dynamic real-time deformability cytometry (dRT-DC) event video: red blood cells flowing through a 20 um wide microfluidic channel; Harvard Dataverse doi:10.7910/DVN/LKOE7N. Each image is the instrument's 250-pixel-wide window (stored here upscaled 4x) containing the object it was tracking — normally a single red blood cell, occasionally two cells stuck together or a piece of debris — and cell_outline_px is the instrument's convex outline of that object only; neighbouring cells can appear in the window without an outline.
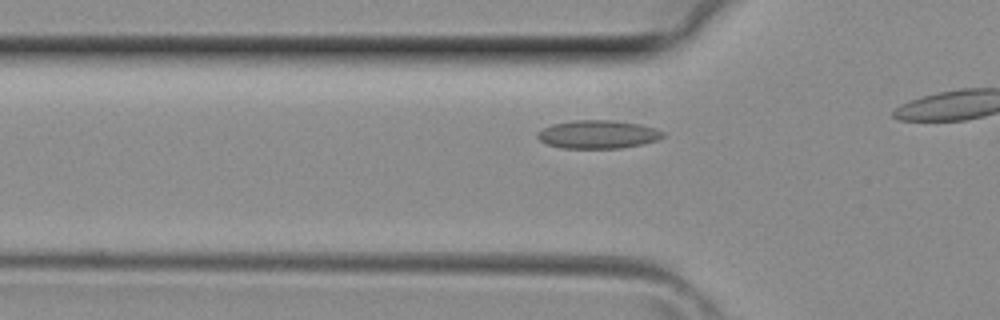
{"species": "common noctule bat (a hibernating species)", "species_latin": "Nyctalus noctula", "temperature_condition": "room temperature", "stored_images_in_passage": 10, "camera_frame_rate_fps": 3000, "um_per_image_px": 0.085, "animal": {"sex": "female", "body_mass_g": 29.2, "forearm_length_mm": 56.3}, "frame": {"image": 1, "passage_image": 6, "time_ms": 1.667, "image_size_px": [1000, 320], "cell_outline_px": [[664, 136], [656, 140], [640, 144], [620, 148], [560, 148], [548, 144], [540, 140], [536, 136], [536, 132], [552, 124], [576, 120], [612, 120], [640, 124], [656, 128], [664, 132]], "centroid_in_image_um": [50.81, 11.42], "position_along_channel_um": 75.0, "area_um2": 20.58}}
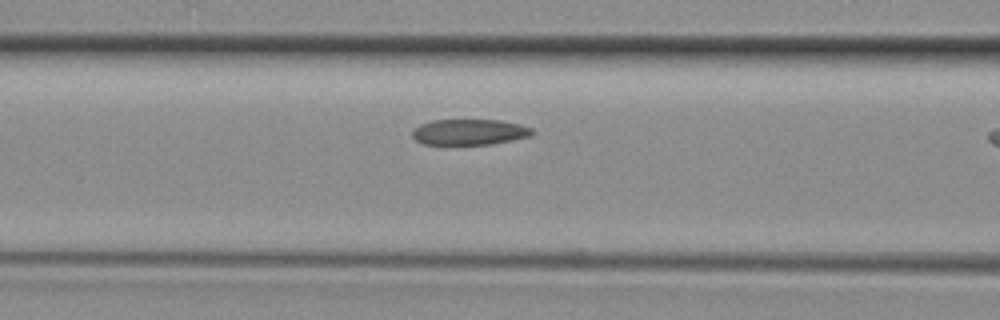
{"frame": {"image": 2, "passage_image": 9, "time_ms": 2.667, "image_size_px": [1000, 320], "cell_outline_px": [[536, 132], [532, 136], [492, 144], [420, 144], [412, 136], [412, 132], [420, 124], [432, 120], [500, 120], [520, 124], [532, 128]], "centroid_in_image_um": [39.93, 11.22], "position_along_channel_um": 126.7, "area_um2": 18.09}}